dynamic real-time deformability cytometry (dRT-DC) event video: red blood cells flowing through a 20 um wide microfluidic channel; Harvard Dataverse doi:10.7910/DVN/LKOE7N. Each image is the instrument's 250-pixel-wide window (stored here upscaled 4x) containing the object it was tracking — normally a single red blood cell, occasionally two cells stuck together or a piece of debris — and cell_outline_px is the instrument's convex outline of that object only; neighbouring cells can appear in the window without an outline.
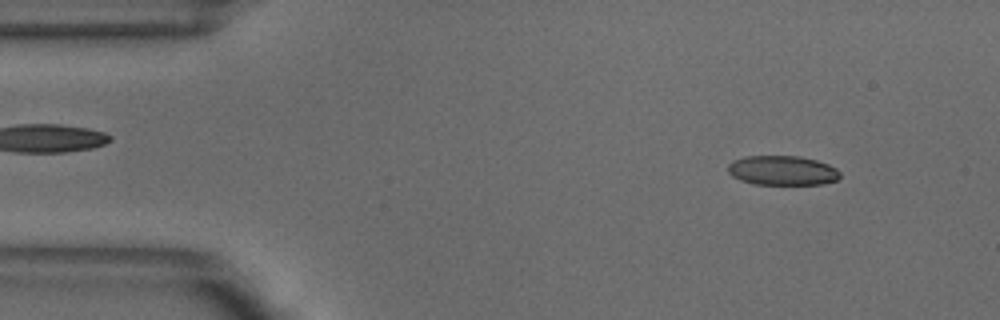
{"species": "common noctule bat (a hibernating species)", "species_latin": "Nyctalus noctula", "temperature_condition": "warm", "stored_images_in_passage": 50, "camera_frame_rate_fps": 3000, "um_per_image_px": 0.085, "animal": {"sex": "male", "body_mass_g": 18.8}, "frame": {"image": 1, "passage_image": 4, "time_ms": 1.0, "image_size_px": [1000, 320], "cell_outline_px": [[840, 176], [836, 180], [824, 184], [752, 184], [740, 180], [732, 176], [728, 172], [728, 164], [732, 160], [744, 156], [800, 156], [816, 160], [828, 164], [836, 168], [840, 172]], "centroid_in_image_um": [66.48, 14.49], "position_along_channel_um": 18.5, "area_um2": 19.42}}
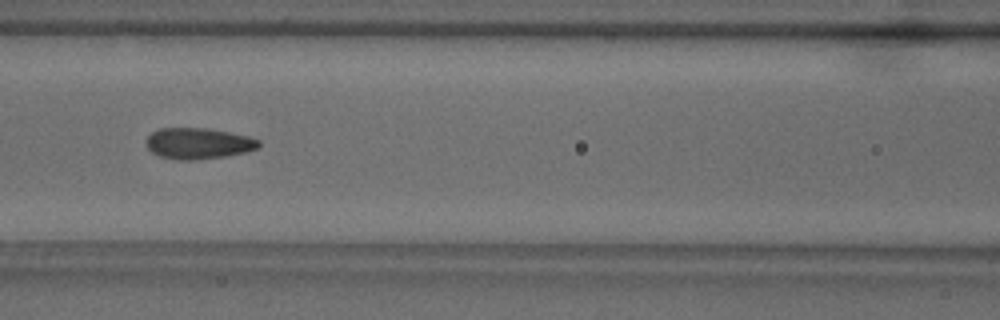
{"frame": {"image": 2, "passage_image": 20, "time_ms": 6.333, "image_size_px": [1000, 320], "cell_outline_px": [[260, 148], [244, 152], [224, 156], [196, 160], [180, 160], [160, 156], [152, 152], [148, 148], [144, 140], [152, 132], [160, 128], [208, 128], [248, 136], [260, 140]], "centroid_in_image_um": [16.85, 12.18], "position_along_channel_um": 149.8, "area_um2": 20.4}}
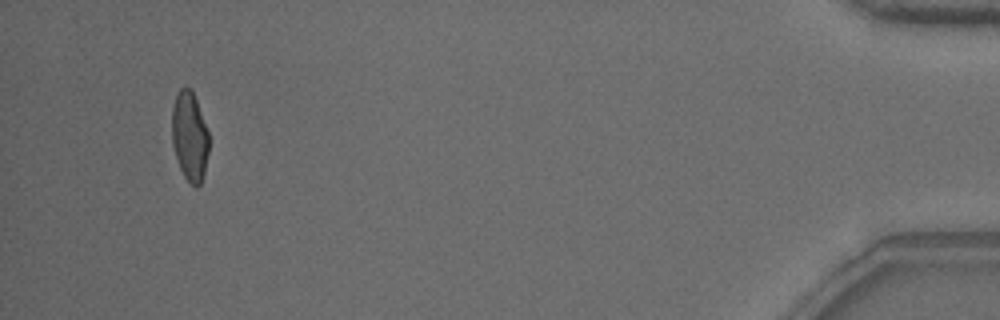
{"frame": {"image": 3, "passage_image": 47, "time_ms": 15.333, "image_size_px": [1000, 320], "cell_outline_px": [[208, 152], [204, 172], [200, 184], [196, 188], [184, 176], [180, 168], [172, 144], [172, 108], [176, 96], [180, 88], [188, 88], [192, 92], [196, 100], [208, 132]], "centroid_in_image_um": [16.11, 11.6], "position_along_channel_um": 419.1, "area_um2": 18.84}, "authors_computed_cell_mechanics": {"area_um2": 20.2589, "velocity_mm_per_s": 3.8897, "shape_relaxation_time_tau1_ms": 6.7237, "shape_relaxation_time_tau2_ms": 1.1023, "deformation_change_tau1": 0.2018, "deformation_change_tau2": 0.0707}}